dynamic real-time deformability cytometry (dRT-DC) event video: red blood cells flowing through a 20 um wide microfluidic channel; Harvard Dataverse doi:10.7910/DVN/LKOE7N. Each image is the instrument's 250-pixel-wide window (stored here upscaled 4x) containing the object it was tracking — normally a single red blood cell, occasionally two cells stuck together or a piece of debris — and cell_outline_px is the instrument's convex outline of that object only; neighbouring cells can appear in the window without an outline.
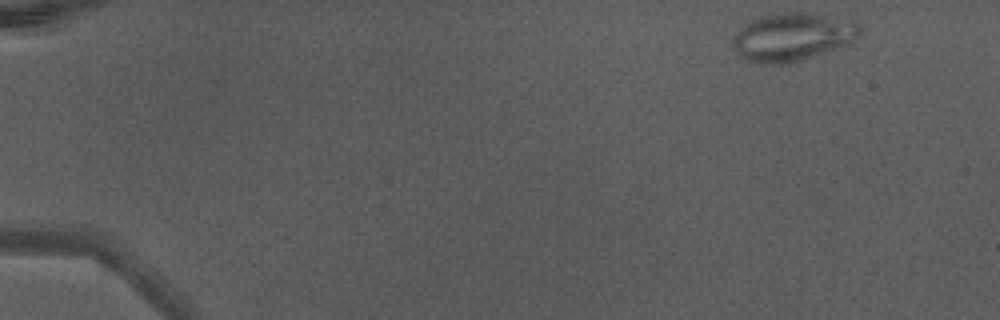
{"species": "Egyptian fruit bat (a non-hibernating species)", "species_latin": "Rousettus aegyptiacus", "temperature_condition": "warm", "stored_images_in_passage": 44, "camera_frame_rate_fps": 3000, "um_per_image_px": 0.085, "animal": {"sex": "male"}, "frame": {"image": 1, "passage_image": 1, "time_ms": 0.0, "image_size_px": [1000, 320], "cell_outline_px": [[860, 32], [848, 44], [800, 60], [780, 64], [764, 64], [744, 60], [740, 56], [732, 44], [732, 36], [752, 20], [784, 12], [816, 12], [856, 20], [860, 24]], "centroid_in_image_um": [67.39, 3.12], "position_along_channel_um": 17.6, "area_um2": 35.43}}
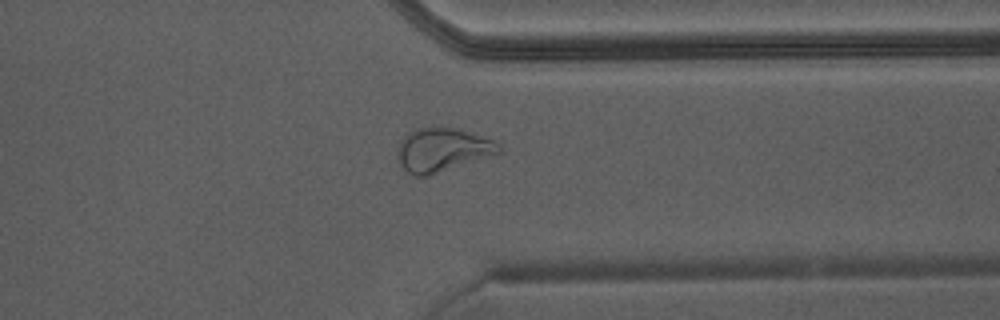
{"frame": {"image": 2, "passage_image": 35, "time_ms": 11.333, "image_size_px": [1000, 320], "cell_outline_px": [[500, 152], [424, 176], [416, 176], [408, 172], [400, 164], [396, 152], [396, 148], [404, 136], [416, 128], [456, 128], [500, 140]], "centroid_in_image_um": [37.6, 12.7], "position_along_channel_um": 373.8, "area_um2": 25.32}}
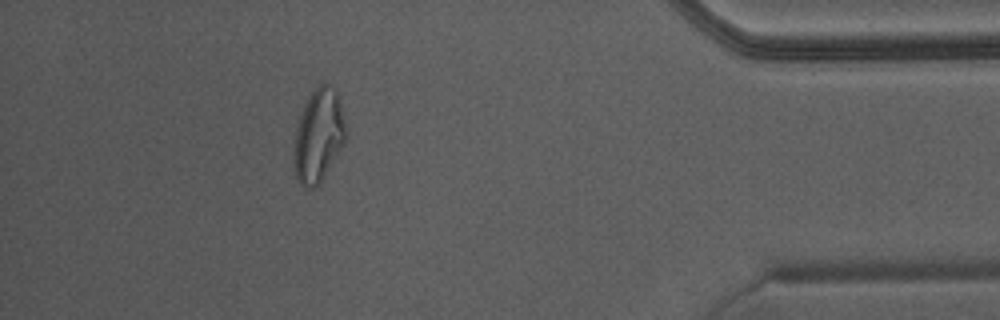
{"frame": {"image": 3, "passage_image": 40, "time_ms": 13.0, "image_size_px": [1000, 320], "cell_outline_px": [[348, 136], [344, 144], [324, 176], [312, 188], [300, 184], [296, 180], [296, 128], [300, 112], [312, 88], [324, 80], [332, 84], [336, 88], [340, 100], [348, 132]], "centroid_in_image_um": [27.14, 11.38], "position_along_channel_um": 408.1, "area_um2": 28.26}, "authors_computed_cell_mechanics": {"area_um2": 28.1486, "velocity_mm_per_s": 4.4175, "shape_relaxation_time_tau1_ms": null, "shape_relaxation_time_tau2_ms": 0.8822, "deformation_change_tau1": null, "deformation_change_tau2": 0.0917}}